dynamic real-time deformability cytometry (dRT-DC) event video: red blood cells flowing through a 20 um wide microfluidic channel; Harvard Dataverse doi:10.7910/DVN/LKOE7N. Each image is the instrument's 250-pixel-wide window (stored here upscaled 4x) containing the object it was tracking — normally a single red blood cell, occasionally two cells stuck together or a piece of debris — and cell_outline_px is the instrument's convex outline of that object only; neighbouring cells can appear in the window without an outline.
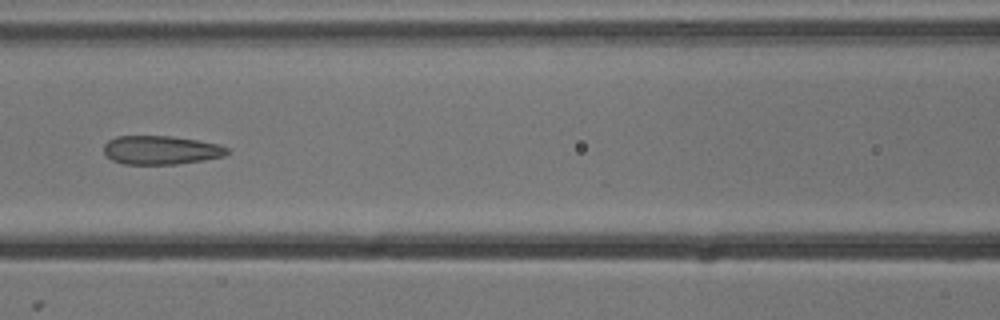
{"species": "common noctule bat (a hibernating species)", "species_latin": "Nyctalus noctula", "temperature_condition": "cold", "stored_images_in_passage": 8, "camera_frame_rate_fps": 3000, "um_per_image_px": 0.085, "animal": {"sex": "male", "body_mass_g": 13.3}, "frame": {"image": 1, "passage_image": 5, "time_ms": 1.333, "image_size_px": [1000, 320], "cell_outline_px": [[228, 152], [224, 156], [204, 160], [176, 164], [124, 164], [112, 160], [104, 152], [104, 144], [108, 140], [116, 136], [172, 136], [220, 144], [228, 148]], "centroid_in_image_um": [13.68, 12.75], "position_along_channel_um": 152.9, "area_um2": 20.63}}
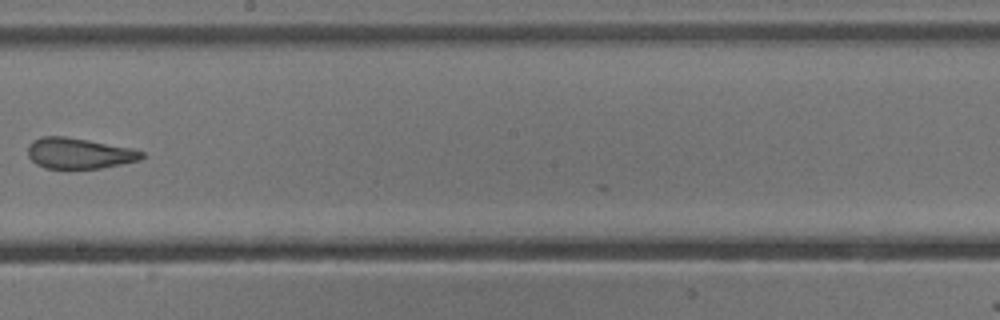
{"frame": {"image": 2, "passage_image": 7, "time_ms": 2.0, "image_size_px": [1000, 320], "cell_outline_px": [[144, 156], [140, 160], [100, 168], [44, 168], [36, 164], [28, 156], [28, 144], [32, 140], [44, 136], [64, 136], [88, 140], [132, 148], [144, 152]], "centroid_in_image_um": [6.7, 13.02], "position_along_channel_um": 241.5, "area_um2": 20.35}}
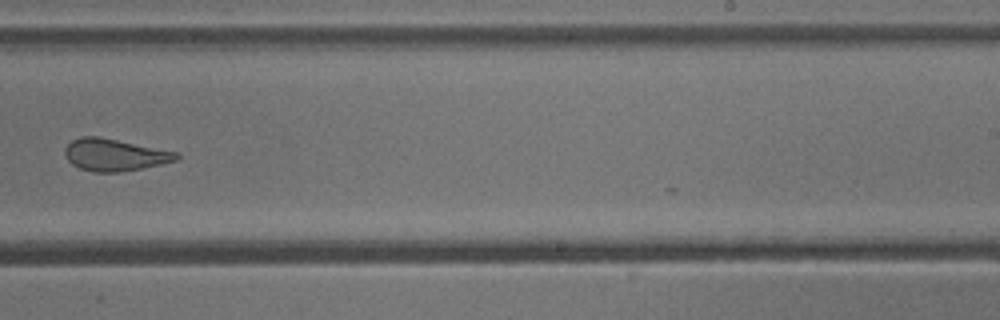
{"frame": {"image": 3, "passage_image": 8, "time_ms": 2.333, "image_size_px": [1000, 320], "cell_outline_px": [[180, 156], [176, 160], [160, 164], [120, 172], [92, 172], [80, 168], [72, 164], [64, 156], [64, 148], [72, 140], [80, 136], [96, 136], [176, 152]], "centroid_in_image_um": [9.67, 13.17], "position_along_channel_um": 279.3, "area_um2": 20.52}}